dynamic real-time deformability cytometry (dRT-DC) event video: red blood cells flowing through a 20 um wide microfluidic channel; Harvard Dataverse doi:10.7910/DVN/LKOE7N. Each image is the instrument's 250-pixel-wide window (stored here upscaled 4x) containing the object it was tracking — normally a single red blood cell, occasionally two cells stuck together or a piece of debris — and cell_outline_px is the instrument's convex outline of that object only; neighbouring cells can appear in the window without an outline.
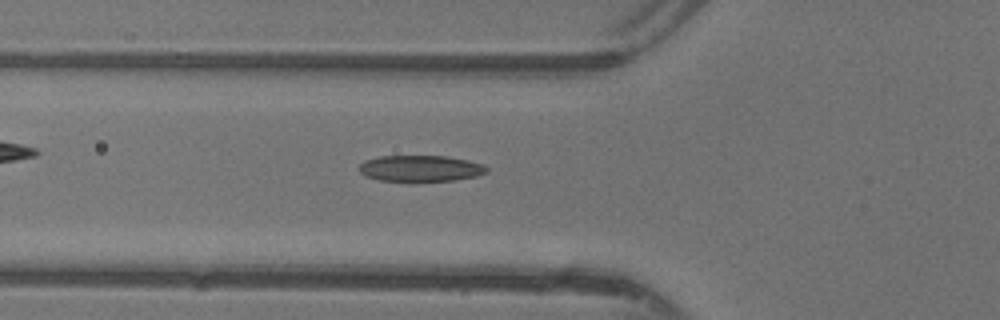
{"species": "common noctule bat (a hibernating species)", "species_latin": "Nyctalus noctula", "temperature_condition": "warm", "stored_images_in_passage": 48, "segment_of_instrument_passage": [1, 2], "camera_frame_rate_fps": 3000, "um_per_image_px": 0.085, "animal": {"sex": "female"}, "frame": {"image": 1, "passage_image": 17, "time_ms": 5.333, "image_size_px": [1000, 320], "cell_outline_px": [[488, 172], [476, 176], [456, 180], [416, 184], [412, 184], [380, 180], [368, 176], [360, 172], [360, 164], [364, 160], [380, 156], [448, 156], [468, 160], [484, 164], [488, 168]], "centroid_in_image_um": [35.77, 14.36], "position_along_channel_um": 90.0, "area_um2": 20.35}}
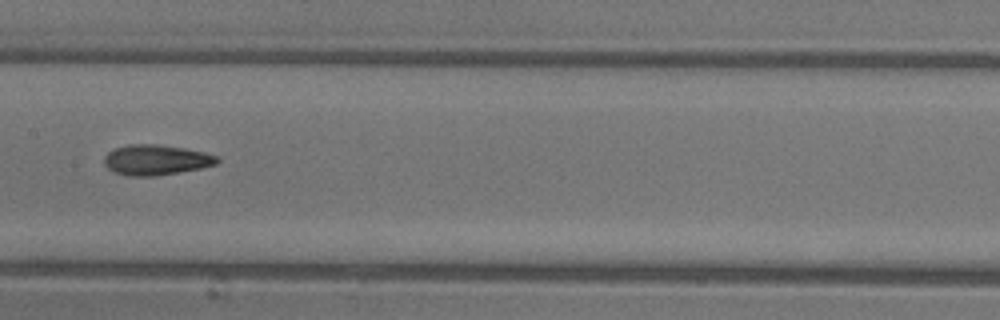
{"frame": {"image": 2, "passage_image": 24, "time_ms": 7.667, "image_size_px": [1000, 320], "cell_outline_px": [[220, 160], [216, 164], [200, 168], [156, 176], [128, 176], [116, 172], [108, 168], [104, 164], [104, 156], [108, 152], [116, 148], [128, 144], [156, 144], [184, 148], [204, 152], [220, 156]], "centroid_in_image_um": [13.27, 13.59], "position_along_channel_um": 194.1, "area_um2": 19.94}}
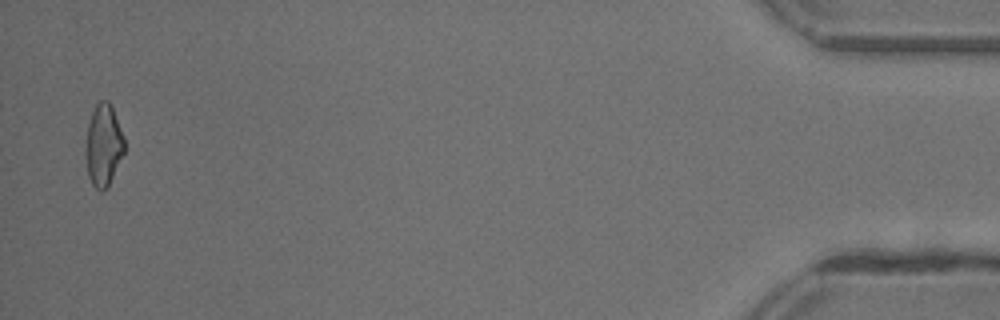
{"frame": {"image": 3, "passage_image": 46, "time_ms": 15.0, "image_size_px": [1000, 320], "cell_outline_px": [[124, 152], [108, 188], [100, 192], [92, 184], [88, 176], [84, 152], [88, 124], [92, 112], [96, 104], [100, 100], [108, 100], [112, 104], [124, 136]], "centroid_in_image_um": [8.79, 12.34], "position_along_channel_um": 426.4, "area_um2": 18.84}}